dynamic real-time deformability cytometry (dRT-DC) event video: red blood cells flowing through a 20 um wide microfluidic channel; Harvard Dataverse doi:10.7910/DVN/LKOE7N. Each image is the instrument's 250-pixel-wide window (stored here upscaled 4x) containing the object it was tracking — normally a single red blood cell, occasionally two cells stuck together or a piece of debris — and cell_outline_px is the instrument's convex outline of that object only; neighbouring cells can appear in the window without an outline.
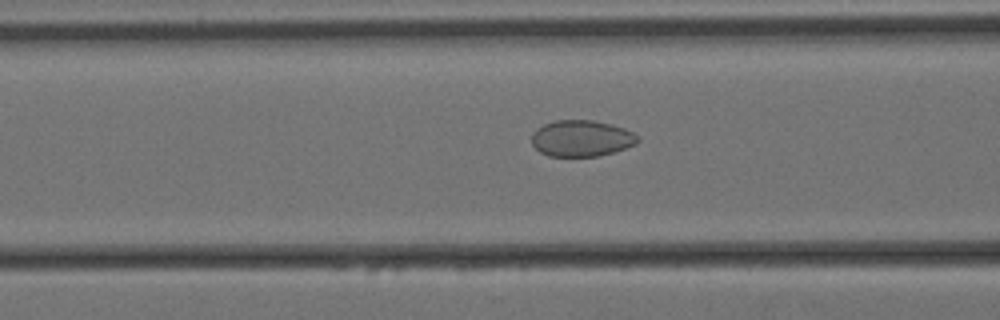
{"species": "Egyptian fruit bat (a non-hibernating species)", "species_latin": "Rousettus aegyptiacus", "temperature_condition": "cold", "stored_images_in_passage": 39, "camera_frame_rate_fps": 3000, "um_per_image_px": 0.085, "animal": {"sex": "female"}, "frame": {"image": 1, "passage_image": 9, "time_ms": 2.667, "image_size_px": [1000, 320], "cell_outline_px": [[640, 140], [636, 144], [600, 156], [548, 156], [540, 152], [532, 144], [532, 132], [536, 128], [544, 124], [556, 120], [592, 120], [612, 124], [624, 128], [640, 136]], "centroid_in_image_um": [49.43, 11.75], "position_along_channel_um": 117.2, "area_um2": 22.54}}
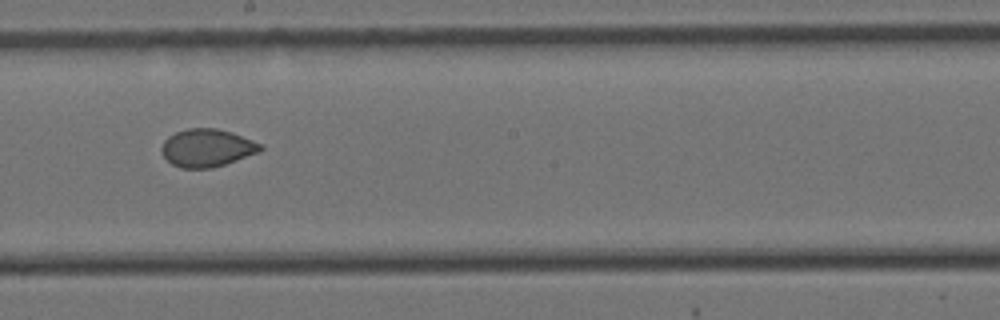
{"frame": {"image": 2, "passage_image": 19, "time_ms": 6.0, "image_size_px": [1000, 320], "cell_outline_px": [[264, 148], [260, 152], [212, 168], [180, 168], [172, 164], [164, 156], [160, 148], [164, 140], [168, 136], [176, 132], [188, 128], [216, 128], [232, 132], [264, 144]], "centroid_in_image_um": [17.61, 12.56], "position_along_channel_um": 230.6, "area_um2": 21.91}}
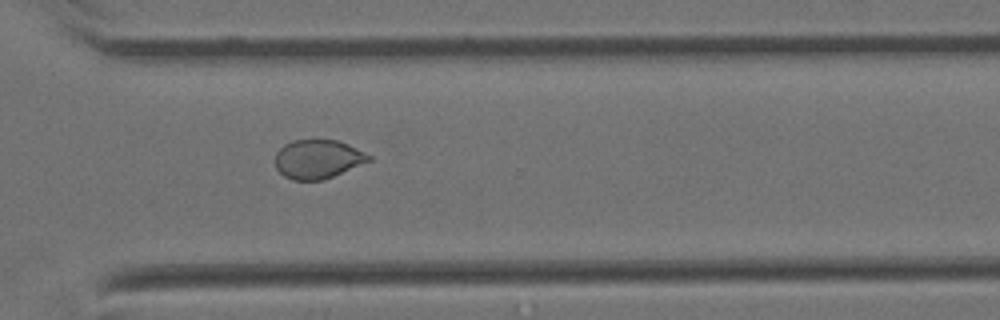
{"frame": {"image": 3, "passage_image": 29, "time_ms": 9.333, "image_size_px": [1000, 320], "cell_outline_px": [[372, 160], [324, 180], [292, 180], [284, 176], [276, 168], [276, 152], [284, 144], [292, 140], [336, 140], [348, 144], [372, 156]], "centroid_in_image_um": [27.01, 13.53], "position_along_channel_um": 343.6, "area_um2": 21.21}}